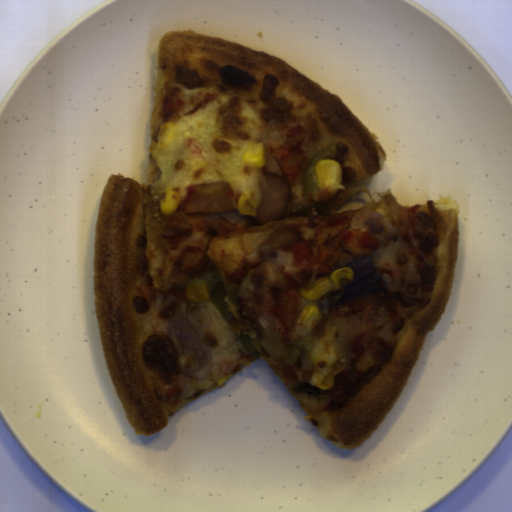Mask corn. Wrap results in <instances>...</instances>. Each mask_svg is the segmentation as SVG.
<instances>
[{
	"label": "corn",
	"mask_w": 512,
	"mask_h": 512,
	"mask_svg": "<svg viewBox=\"0 0 512 512\" xmlns=\"http://www.w3.org/2000/svg\"><path fill=\"white\" fill-rule=\"evenodd\" d=\"M258 202H254L250 196L243 194L238 201V212L248 216H256L259 207Z\"/></svg>",
	"instance_id": "8"
},
{
	"label": "corn",
	"mask_w": 512,
	"mask_h": 512,
	"mask_svg": "<svg viewBox=\"0 0 512 512\" xmlns=\"http://www.w3.org/2000/svg\"><path fill=\"white\" fill-rule=\"evenodd\" d=\"M310 360L313 366L317 368H329L337 360L336 345L334 336L326 335L320 339L310 352Z\"/></svg>",
	"instance_id": "3"
},
{
	"label": "corn",
	"mask_w": 512,
	"mask_h": 512,
	"mask_svg": "<svg viewBox=\"0 0 512 512\" xmlns=\"http://www.w3.org/2000/svg\"><path fill=\"white\" fill-rule=\"evenodd\" d=\"M243 166L250 168L263 167L266 164L264 143H248L241 158Z\"/></svg>",
	"instance_id": "5"
},
{
	"label": "corn",
	"mask_w": 512,
	"mask_h": 512,
	"mask_svg": "<svg viewBox=\"0 0 512 512\" xmlns=\"http://www.w3.org/2000/svg\"><path fill=\"white\" fill-rule=\"evenodd\" d=\"M334 378L333 375H325L321 372H317L311 377V386L326 390L330 389L333 386Z\"/></svg>",
	"instance_id": "9"
},
{
	"label": "corn",
	"mask_w": 512,
	"mask_h": 512,
	"mask_svg": "<svg viewBox=\"0 0 512 512\" xmlns=\"http://www.w3.org/2000/svg\"><path fill=\"white\" fill-rule=\"evenodd\" d=\"M186 298L190 303H204L209 300L211 287L206 280L192 278L185 284Z\"/></svg>",
	"instance_id": "4"
},
{
	"label": "corn",
	"mask_w": 512,
	"mask_h": 512,
	"mask_svg": "<svg viewBox=\"0 0 512 512\" xmlns=\"http://www.w3.org/2000/svg\"><path fill=\"white\" fill-rule=\"evenodd\" d=\"M353 275L351 267H341L307 286L300 287V293L308 301L318 300L329 292L337 291L342 281L352 282Z\"/></svg>",
	"instance_id": "1"
},
{
	"label": "corn",
	"mask_w": 512,
	"mask_h": 512,
	"mask_svg": "<svg viewBox=\"0 0 512 512\" xmlns=\"http://www.w3.org/2000/svg\"><path fill=\"white\" fill-rule=\"evenodd\" d=\"M321 311L317 307L316 304L306 305L302 312L301 316L298 319V323L305 326L306 330L309 332L316 327L320 320Z\"/></svg>",
	"instance_id": "6"
},
{
	"label": "corn",
	"mask_w": 512,
	"mask_h": 512,
	"mask_svg": "<svg viewBox=\"0 0 512 512\" xmlns=\"http://www.w3.org/2000/svg\"><path fill=\"white\" fill-rule=\"evenodd\" d=\"M318 188L326 189L341 185V165L333 159H320L314 168Z\"/></svg>",
	"instance_id": "2"
},
{
	"label": "corn",
	"mask_w": 512,
	"mask_h": 512,
	"mask_svg": "<svg viewBox=\"0 0 512 512\" xmlns=\"http://www.w3.org/2000/svg\"><path fill=\"white\" fill-rule=\"evenodd\" d=\"M175 136V128L171 123H166L162 133L157 138L156 149H162L169 145Z\"/></svg>",
	"instance_id": "10"
},
{
	"label": "corn",
	"mask_w": 512,
	"mask_h": 512,
	"mask_svg": "<svg viewBox=\"0 0 512 512\" xmlns=\"http://www.w3.org/2000/svg\"><path fill=\"white\" fill-rule=\"evenodd\" d=\"M180 203V195L173 191L167 190L164 199L160 201V210L164 215L172 214L178 207Z\"/></svg>",
	"instance_id": "7"
},
{
	"label": "corn",
	"mask_w": 512,
	"mask_h": 512,
	"mask_svg": "<svg viewBox=\"0 0 512 512\" xmlns=\"http://www.w3.org/2000/svg\"><path fill=\"white\" fill-rule=\"evenodd\" d=\"M233 374H234V372H233V373H229L228 375H226V376H225V377H223L222 379L217 380V384H218V386H220V385H222L223 383H225V382H226L230 377H232V376H233Z\"/></svg>",
	"instance_id": "11"
}]
</instances>
